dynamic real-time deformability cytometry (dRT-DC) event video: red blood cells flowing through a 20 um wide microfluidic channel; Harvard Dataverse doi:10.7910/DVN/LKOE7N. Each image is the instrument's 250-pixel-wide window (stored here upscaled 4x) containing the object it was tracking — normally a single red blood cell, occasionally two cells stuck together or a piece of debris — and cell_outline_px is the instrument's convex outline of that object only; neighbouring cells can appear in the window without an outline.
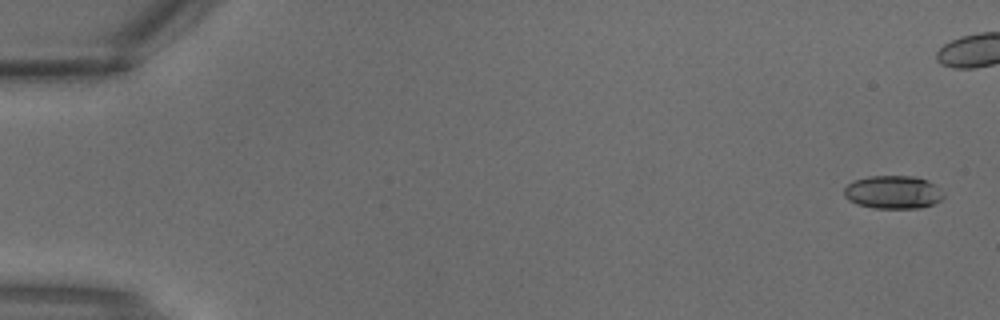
{"species": "common noctule bat (a hibernating species)", "species_latin": "Nyctalus noctula", "temperature_condition": "warm", "stored_images_in_passage": 4, "segment_of_instrument_passage": [2, 2], "camera_frame_rate_fps": 3000, "um_per_image_px": 0.085, "animal": {"sex": "male", "body_mass_g": 18.8}, "frame": {"image": 1, "passage_image": 4, "time_ms": 1.0, "image_size_px": [1000, 320], "cell_outline_px": [[944, 196], [940, 200], [932, 204], [920, 208], [872, 208], [856, 204], [848, 200], [844, 196], [844, 188], [848, 184], [856, 180], [872, 176], [916, 176], [928, 180]], "centroid_in_image_um": [75.86, 16.34], "position_along_channel_um": 9.1, "area_um2": 19.02}}